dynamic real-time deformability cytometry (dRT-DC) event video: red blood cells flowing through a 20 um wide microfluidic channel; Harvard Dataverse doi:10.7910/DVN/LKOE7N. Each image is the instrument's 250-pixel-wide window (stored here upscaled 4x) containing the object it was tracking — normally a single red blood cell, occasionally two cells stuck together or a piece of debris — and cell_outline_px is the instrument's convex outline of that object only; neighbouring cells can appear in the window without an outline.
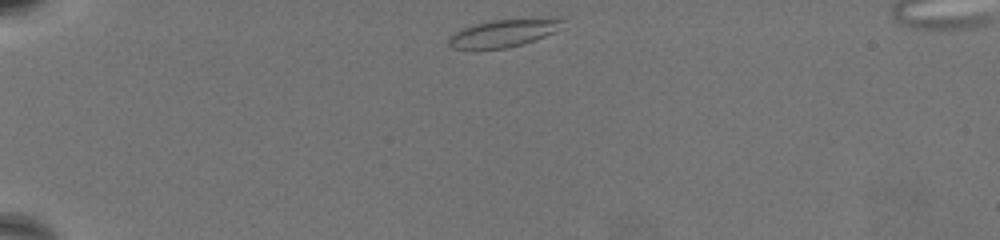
{"species": "common noctule bat (a hibernating species)", "species_latin": "Nyctalus noctula", "temperature_condition": "warm", "stored_images_in_passage": 47, "camera_frame_rate_fps": 3000, "um_per_image_px": 0.085, "animal": {"sex": "female", "body_mass_g": 19.5, "forearm_length_mm": 54.1}, "frame": {"image": 1, "passage_image": 1, "time_ms": 0.0, "image_size_px": [1000, 240], "cell_outline_px": [[564, 20], [552, 32], [544, 36], [520, 44], [504, 48], [452, 48], [448, 44], [448, 36], [464, 28], [476, 24], [492, 20], [552, 16], [564, 16]], "centroid_in_image_um": [42.84, 2.76], "position_along_channel_um": 42.2, "area_um2": 18.15}}
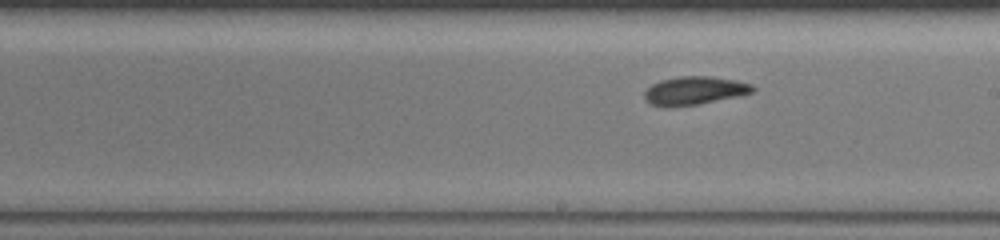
{"frame": {"image": 2, "passage_image": 24, "time_ms": 7.667, "image_size_px": [1000, 240], "cell_outline_px": [[756, 88], [752, 92], [696, 104], [652, 104], [644, 96], [644, 92], [652, 84], [660, 80], [680, 76], [712, 76], [736, 80], [752, 84]], "centroid_in_image_um": [59.07, 7.64], "position_along_channel_um": 229.9, "area_um2": 16.94}}
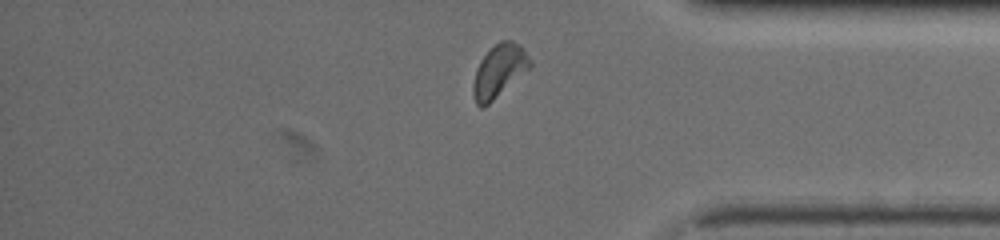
{"frame": {"image": 3, "passage_image": 40, "time_ms": 13.0, "image_size_px": [1000, 240], "cell_outline_px": [[532, 64], [528, 68], [488, 104], [480, 108], [476, 104], [472, 92], [472, 84], [476, 68], [480, 60], [500, 40], [512, 40], [520, 44], [532, 60]], "centroid_in_image_um": [42.4, 6.01], "position_along_channel_um": 392.8, "area_um2": 17.11}, "authors_computed_cell_mechanics": {"area_um2": 17.1088, "velocity_mm_per_s": 3.2258, "shape_relaxation_time_tau1_ms": 10.251, "shape_relaxation_time_tau2_ms": null, "deformation_change_tau1": 0.2026, "deformation_change_tau2": null}}